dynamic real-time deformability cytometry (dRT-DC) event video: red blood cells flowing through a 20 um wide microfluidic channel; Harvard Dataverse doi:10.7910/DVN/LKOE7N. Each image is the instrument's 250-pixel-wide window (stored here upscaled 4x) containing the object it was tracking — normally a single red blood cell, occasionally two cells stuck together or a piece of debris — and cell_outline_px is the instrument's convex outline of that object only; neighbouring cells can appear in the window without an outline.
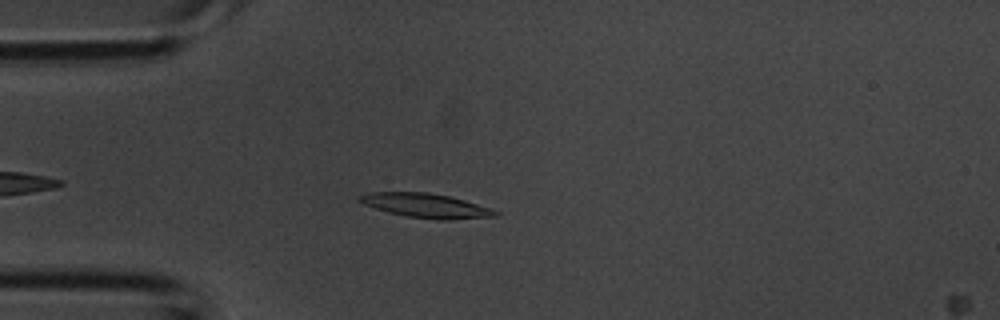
{"species": "common noctule bat (a hibernating species)", "species_latin": "Nyctalus noctula", "temperature_condition": "room temperature", "stored_images_in_passage": 3, "camera_frame_rate_fps": 3000, "um_per_image_px": 0.085, "animal": {"sex": "male", "body_mass_g": 20.1, "forearm_length_mm": 53.5}, "frame": {"image": 1, "passage_image": 2, "time_ms": 0.333, "image_size_px": [1000, 320], "cell_outline_px": [[500, 216], [452, 220], [440, 220], [408, 216], [388, 212], [364, 204], [356, 200], [356, 196], [368, 192], [428, 192], [448, 196], [464, 200], [492, 208], [500, 212]], "centroid_in_image_um": [36.23, 17.47], "position_along_channel_um": 48.8, "area_um2": 19.36}}